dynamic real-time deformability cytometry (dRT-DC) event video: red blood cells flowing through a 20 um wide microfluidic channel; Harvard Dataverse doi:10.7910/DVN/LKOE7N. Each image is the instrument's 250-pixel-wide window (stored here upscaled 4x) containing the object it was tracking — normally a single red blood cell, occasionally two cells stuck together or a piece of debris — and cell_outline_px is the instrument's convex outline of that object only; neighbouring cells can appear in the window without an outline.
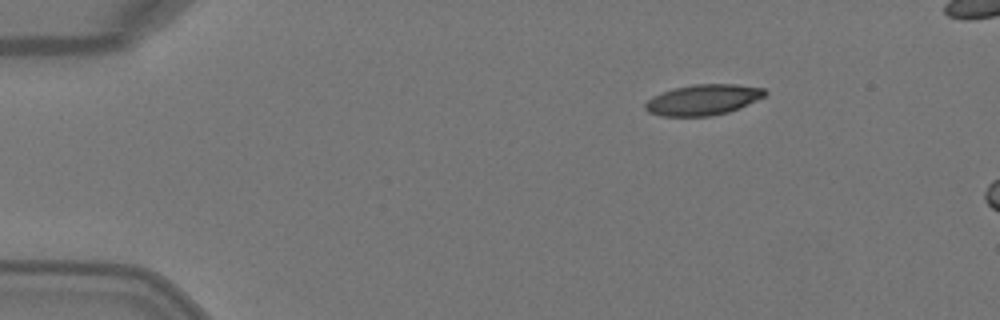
{"species": "Egyptian fruit bat (a non-hibernating species)", "species_latin": "Rousettus aegyptiacus", "temperature_condition": "warm", "stored_images_in_passage": 2, "camera_frame_rate_fps": 3000, "um_per_image_px": 0.085, "animal": {"sex": "female"}, "frame": {"image": 1, "passage_image": 1, "time_ms": 0.0, "image_size_px": [1000, 320], "cell_outline_px": [[768, 92], [764, 96], [740, 108], [728, 112], [712, 116], [660, 116], [648, 112], [644, 108], [644, 104], [652, 96], [676, 88], [696, 84], [736, 84], [764, 88]], "centroid_in_image_um": [59.77, 8.49], "position_along_channel_um": 25.2, "area_um2": 21.33}}